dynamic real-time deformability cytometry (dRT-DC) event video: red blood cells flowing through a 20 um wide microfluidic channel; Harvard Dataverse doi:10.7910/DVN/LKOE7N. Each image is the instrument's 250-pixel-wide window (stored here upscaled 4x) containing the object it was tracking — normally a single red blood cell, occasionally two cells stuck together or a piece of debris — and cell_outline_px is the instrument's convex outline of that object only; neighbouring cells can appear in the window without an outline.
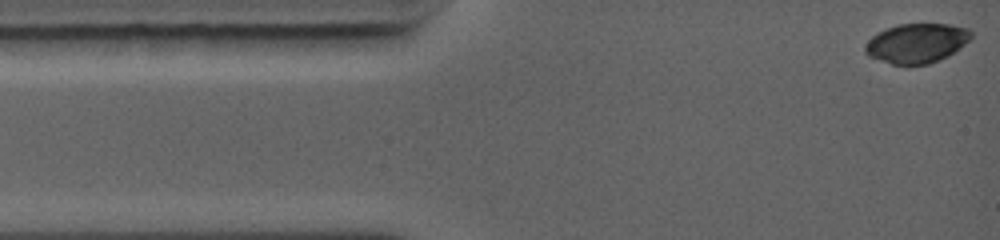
{"species": "common noctule bat (a hibernating species)", "species_latin": "Nyctalus noctula", "temperature_condition": "warm", "stored_images_in_passage": 54, "camera_frame_rate_fps": 5000, "um_per_image_px": 0.085, "animal": {"sex": "female", "body_mass_g": 19.0, "forearm_length_mm": 56.7}, "frame": {"image": 1, "passage_image": 1, "time_ms": 0.0, "image_size_px": [1000, 240], "cell_outline_px": [[972, 36], [960, 48], [948, 56], [928, 64], [892, 64], [868, 56], [864, 52], [864, 44], [872, 36], [884, 28], [896, 24], [952, 24], [968, 28], [972, 32]], "centroid_in_image_um": [77.89, 3.65], "position_along_channel_um": 7.1, "area_um2": 24.51}}
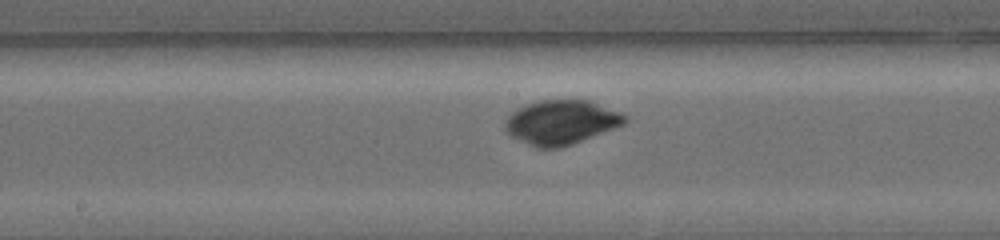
{"frame": {"image": 2, "passage_image": 31, "time_ms": 6.0, "image_size_px": [1000, 240], "cell_outline_px": [[628, 120], [624, 124], [572, 144], [560, 148], [536, 148], [508, 136], [504, 128], [504, 120], [512, 112], [524, 104], [540, 100], [588, 100], [620, 112], [628, 116]], "centroid_in_image_um": [47.64, 10.4], "position_along_channel_um": 200.6, "area_um2": 31.1}}
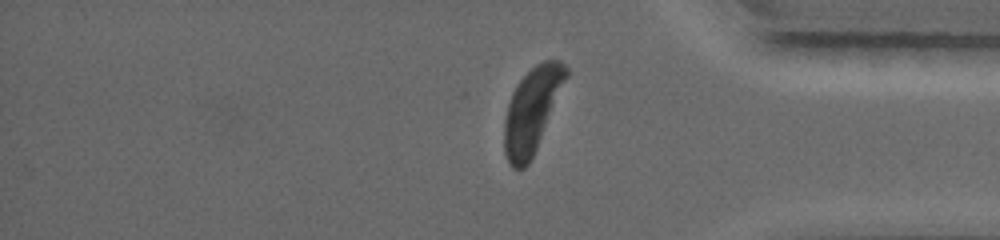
{"frame": {"image": 3, "passage_image": 54, "time_ms": 10.6, "image_size_px": [1000, 240], "cell_outline_px": [[568, 76], [536, 148], [528, 164], [524, 168], [512, 168], [504, 152], [504, 120], [508, 104], [512, 92], [520, 80], [536, 64], [544, 60], [560, 60], [568, 68]], "centroid_in_image_um": [45.21, 9.35], "position_along_channel_um": 390.0, "area_um2": 29.94}, "authors_computed_cell_mechanics": {"area_um2": 29.478, "velocity_mm_per_s": 4.3908, "shape_relaxation_time_tau1_ms": 6.0772, "shape_relaxation_time_tau2_ms": null, "deformation_change_tau1": 0.3673, "deformation_change_tau2": null}}